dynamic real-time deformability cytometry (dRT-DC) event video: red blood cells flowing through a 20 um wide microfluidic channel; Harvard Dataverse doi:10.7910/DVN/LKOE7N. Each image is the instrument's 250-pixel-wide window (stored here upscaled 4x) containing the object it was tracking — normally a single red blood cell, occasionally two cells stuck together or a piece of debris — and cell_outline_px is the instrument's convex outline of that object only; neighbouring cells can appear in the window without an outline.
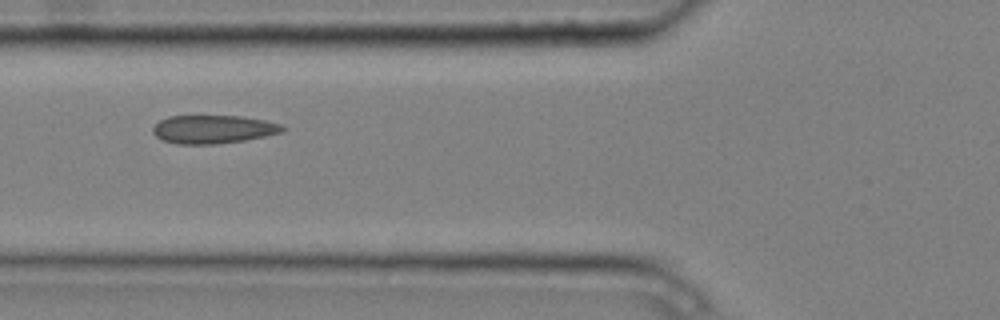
{"species": "common noctule bat (a hibernating species)", "species_latin": "Nyctalus noctula", "temperature_condition": "cold", "stored_images_in_passage": 7, "camera_frame_rate_fps": 3000, "um_per_image_px": 0.085, "animal": {"sex": "male", "body_mass_g": 20.4}, "frame": {"image": 1, "passage_image": 5, "time_ms": 1.333, "image_size_px": [1000, 320], "cell_outline_px": [[288, 128], [284, 132], [244, 140], [212, 144], [176, 144], [160, 140], [152, 132], [152, 128], [160, 120], [168, 116], [240, 116], [264, 120], [280, 124]], "centroid_in_image_um": [18.11, 10.99], "position_along_channel_um": 107.7, "area_um2": 21.44}}
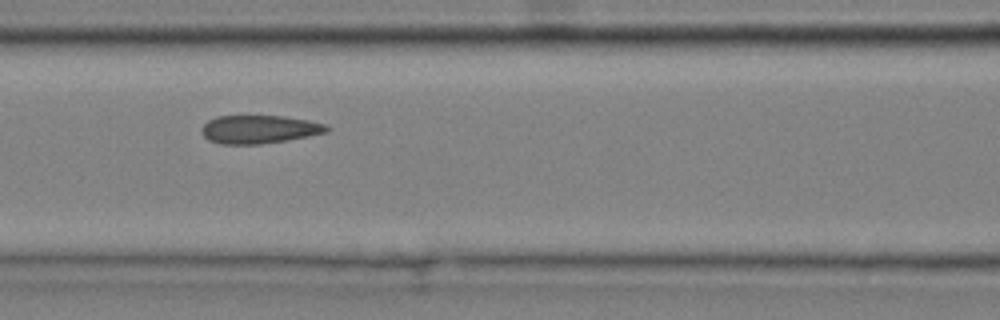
{"frame": {"image": 2, "passage_image": 6, "time_ms": 1.667, "image_size_px": [1000, 320], "cell_outline_px": [[332, 128], [328, 132], [288, 140], [260, 144], [220, 144], [208, 140], [200, 132], [200, 128], [208, 120], [216, 116], [284, 116], [308, 120], [324, 124]], "centroid_in_image_um": [22.02, 10.99], "position_along_channel_um": 144.6, "area_um2": 20.75}}